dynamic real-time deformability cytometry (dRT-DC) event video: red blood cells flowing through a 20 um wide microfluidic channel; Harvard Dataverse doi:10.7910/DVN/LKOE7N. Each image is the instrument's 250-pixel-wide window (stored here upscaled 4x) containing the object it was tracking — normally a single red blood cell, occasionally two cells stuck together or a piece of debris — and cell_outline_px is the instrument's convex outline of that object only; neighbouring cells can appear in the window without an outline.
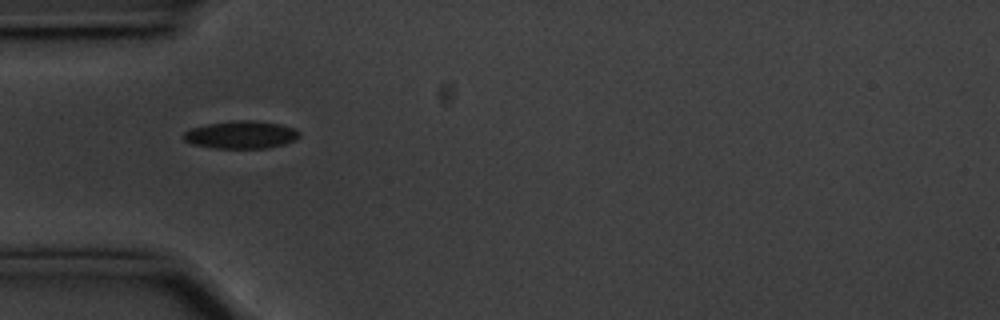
{"species": "common noctule bat (a hibernating species)", "species_latin": "Nyctalus noctula", "temperature_condition": "cold", "stored_images_in_passage": 43, "camera_frame_rate_fps": 3000, "um_per_image_px": 0.085, "animal": {"sex": "male", "body_mass_g": 20.1, "forearm_length_mm": 53.5}, "frame": {"image": 1, "passage_image": 4, "time_ms": 1.0, "image_size_px": [1000, 320], "cell_outline_px": [[300, 136], [296, 140], [284, 144], [268, 148], [212, 148], [192, 144], [184, 140], [180, 136], [184, 132], [192, 128], [208, 124], [236, 120], [252, 120], [280, 124], [296, 128], [300, 132]], "centroid_in_image_um": [20.5, 11.46], "position_along_channel_um": 64.5, "area_um2": 18.84}}
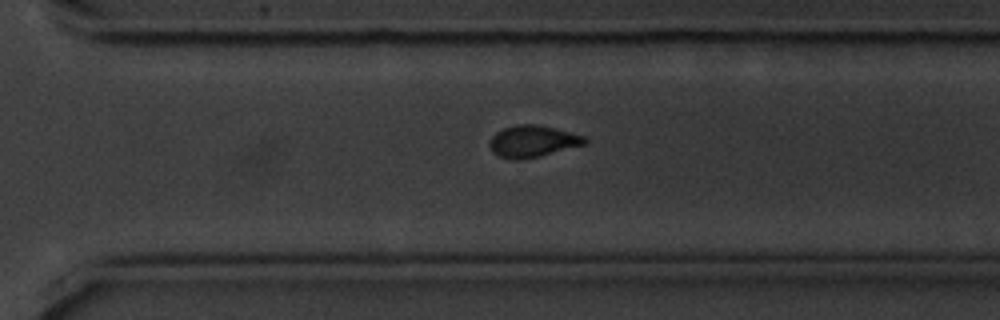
{"frame": {"image": 2, "passage_image": 26, "time_ms": 8.333, "image_size_px": [1000, 320], "cell_outline_px": [[588, 144], [520, 160], [512, 160], [500, 156], [492, 152], [488, 144], [492, 136], [496, 132], [504, 128], [516, 124], [536, 124], [584, 136], [588, 140]], "centroid_in_image_um": [45.25, 12.01], "position_along_channel_um": 325.3, "area_um2": 17.46}}
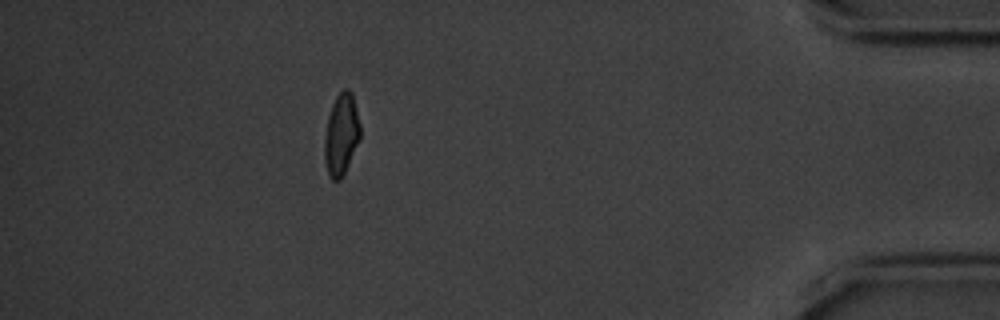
{"frame": {"image": 3, "passage_image": 37, "time_ms": 12.0, "image_size_px": [1000, 320], "cell_outline_px": [[360, 140], [340, 180], [332, 180], [328, 176], [324, 160], [324, 136], [328, 116], [332, 104], [336, 96], [344, 88], [348, 88], [352, 92], [360, 124]], "centroid_in_image_um": [28.99, 11.42], "position_along_channel_um": 406.2, "area_um2": 17.11}, "authors_computed_cell_mechanics": {"area_um2": 17.918, "velocity_mm_per_s": 3.5694, "shape_relaxation_time_tau1_ms": 3.1046, "shape_relaxation_time_tau2_ms": 2.1862, "deformation_change_tau1": 0.1228, "deformation_change_tau2": 0.0684}}